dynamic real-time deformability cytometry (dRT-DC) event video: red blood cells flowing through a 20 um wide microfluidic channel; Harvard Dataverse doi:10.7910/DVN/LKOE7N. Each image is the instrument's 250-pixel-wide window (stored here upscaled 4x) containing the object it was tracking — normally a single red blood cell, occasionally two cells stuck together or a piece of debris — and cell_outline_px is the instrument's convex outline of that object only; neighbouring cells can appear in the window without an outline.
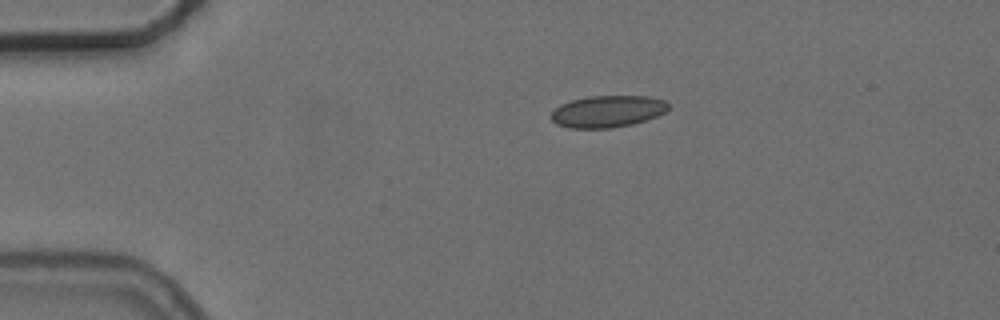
{"species": "common noctule bat (a hibernating species)", "species_latin": "Nyctalus noctula", "temperature_condition": "cold", "stored_images_in_passage": 4, "camera_frame_rate_fps": 3000, "um_per_image_px": 0.085, "animal": {"sex": "female", "body_mass_g": 24.6, "forearm_length_mm": 56.2}, "frame": {"image": 1, "passage_image": 1, "time_ms": 0.0, "image_size_px": [1000, 320], "cell_outline_px": [[668, 108], [664, 112], [648, 120], [632, 124], [612, 128], [568, 128], [556, 124], [552, 120], [552, 112], [560, 104], [572, 100], [588, 96], [648, 96], [664, 100], [668, 104]], "centroid_in_image_um": [51.64, 9.47], "position_along_channel_um": 33.4, "area_um2": 21.73}}